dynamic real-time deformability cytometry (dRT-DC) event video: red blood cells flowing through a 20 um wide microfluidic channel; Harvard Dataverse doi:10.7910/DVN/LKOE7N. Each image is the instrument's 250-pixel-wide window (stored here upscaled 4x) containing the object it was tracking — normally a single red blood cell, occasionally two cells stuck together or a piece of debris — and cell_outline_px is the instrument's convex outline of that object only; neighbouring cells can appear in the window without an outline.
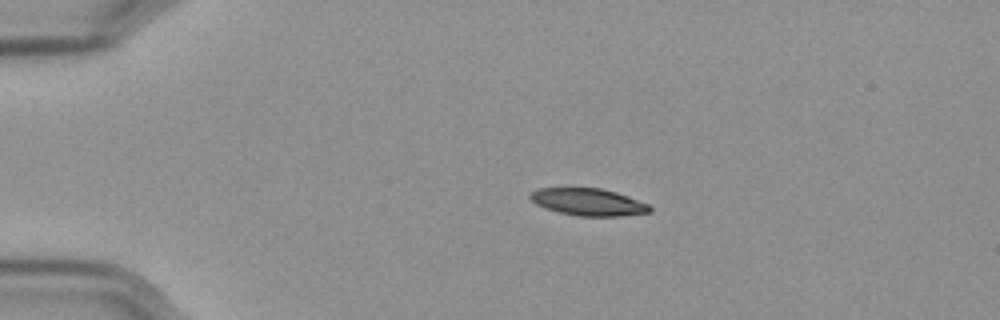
{"species": "Egyptian fruit bat (a non-hibernating species)", "species_latin": "Rousettus aegyptiacus", "temperature_condition": "cold", "stored_images_in_passage": 46, "camera_frame_rate_fps": 3000, "um_per_image_px": 0.085, "frame": {"image": 1, "passage_image": 1, "time_ms": 0.0, "image_size_px": [1000, 320], "cell_outline_px": [[652, 212], [620, 216], [576, 216], [560, 212], [536, 204], [528, 196], [536, 188], [600, 188], [616, 192], [628, 196], [648, 204], [652, 208]], "centroid_in_image_um": [50.03, 17.17], "position_along_channel_um": 35.0, "area_um2": 18.84}}
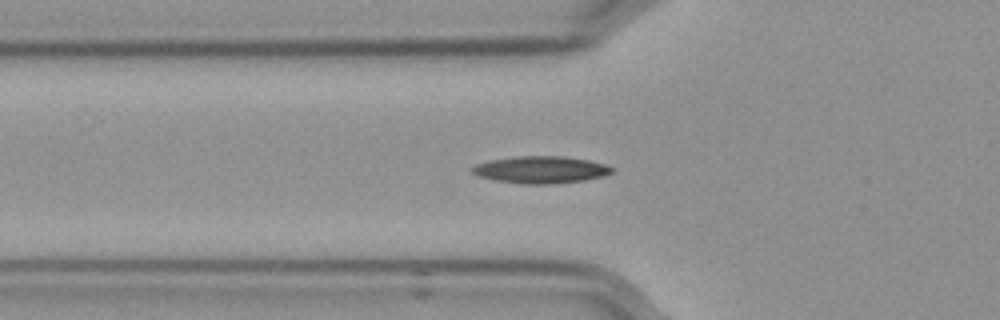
{"frame": {"image": 2, "passage_image": 9, "time_ms": 2.667, "image_size_px": [1000, 320], "cell_outline_px": [[612, 172], [604, 176], [584, 180], [556, 184], [520, 184], [492, 180], [476, 176], [468, 168], [476, 164], [488, 160], [516, 156], [564, 156], [588, 160], [604, 164], [612, 168]], "centroid_in_image_um": [45.88, 14.43], "position_along_channel_um": 79.9, "area_um2": 22.37}}
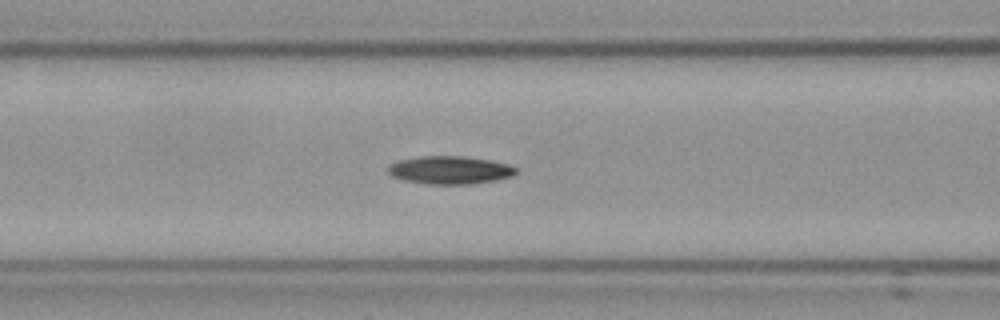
{"frame": {"image": 3, "passage_image": 13, "time_ms": 4.0, "image_size_px": [1000, 320], "cell_outline_px": [[520, 172], [512, 176], [496, 180], [472, 184], [428, 184], [404, 180], [392, 176], [388, 172], [388, 164], [400, 160], [420, 156], [464, 156], [492, 160], [508, 164], [516, 168]], "centroid_in_image_um": [38.27, 14.45], "position_along_channel_um": 128.3, "area_um2": 21.04}}